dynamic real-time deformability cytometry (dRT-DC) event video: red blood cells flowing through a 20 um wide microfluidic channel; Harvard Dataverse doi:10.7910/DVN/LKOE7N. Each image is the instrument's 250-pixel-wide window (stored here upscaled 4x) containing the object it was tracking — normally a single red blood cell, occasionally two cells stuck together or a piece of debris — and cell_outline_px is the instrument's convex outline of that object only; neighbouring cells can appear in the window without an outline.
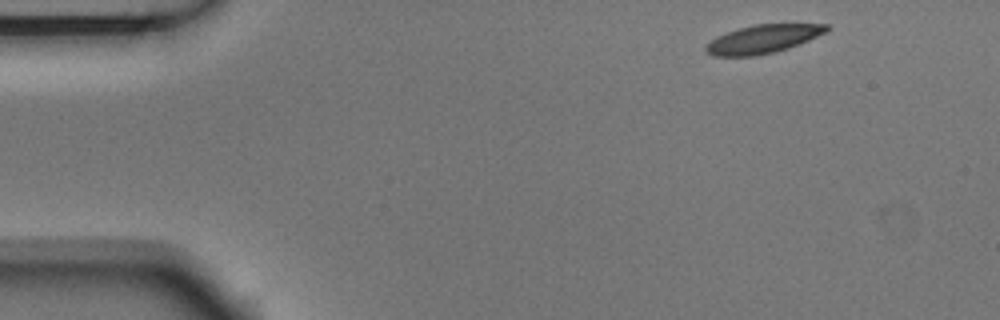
{"species": "Egyptian fruit bat (a non-hibernating species)", "species_latin": "Rousettus aegyptiacus", "temperature_condition": "room temperature", "stored_images_in_passage": 2, "camera_frame_rate_fps": 3000, "um_per_image_px": 0.085, "animal": {"sex": "male"}, "frame": {"image": 1, "passage_image": 1, "time_ms": 0.0, "image_size_px": [1000, 320], "cell_outline_px": [[828, 28], [824, 32], [808, 40], [788, 48], [776, 52], [752, 56], [712, 56], [704, 52], [704, 44], [716, 36], [740, 28], [756, 24], [828, 24]], "centroid_in_image_um": [64.75, 3.33], "position_along_channel_um": 20.2, "area_um2": 19.88}}